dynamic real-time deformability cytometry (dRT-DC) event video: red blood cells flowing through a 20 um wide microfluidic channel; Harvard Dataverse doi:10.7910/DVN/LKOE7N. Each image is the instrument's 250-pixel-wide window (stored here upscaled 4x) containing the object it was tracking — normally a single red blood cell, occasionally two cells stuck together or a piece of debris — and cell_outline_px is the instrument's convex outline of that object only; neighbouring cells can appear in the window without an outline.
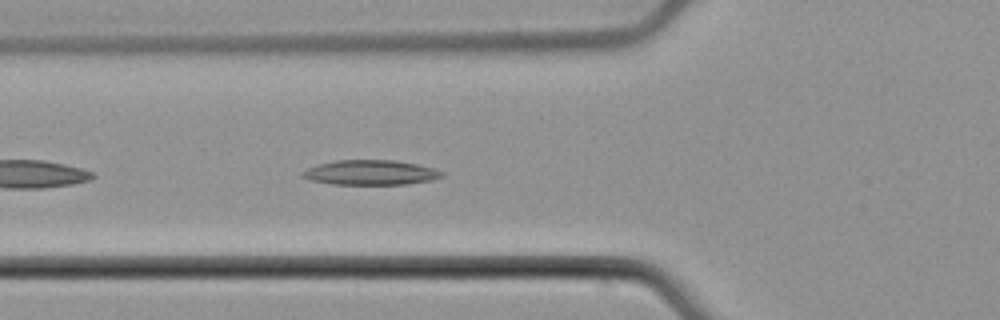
{"species": "common noctule bat (a hibernating species)", "species_latin": "Nyctalus noctula", "temperature_condition": "cold", "stored_images_in_passage": 40, "camera_frame_rate_fps": 3000, "um_per_image_px": 0.085, "animal": {"sex": "male", "body_mass_g": 21.5, "forearm_length_mm": 52.0}, "frame": {"image": 1, "passage_image": 5, "time_ms": 1.333, "image_size_px": [1000, 320], "cell_outline_px": [[444, 176], [432, 180], [404, 184], [332, 184], [308, 180], [300, 176], [300, 172], [316, 164], [336, 160], [392, 160], [416, 164], [432, 168], [444, 172]], "centroid_in_image_um": [31.43, 14.66], "position_along_channel_um": 94.4, "area_um2": 20.23}}
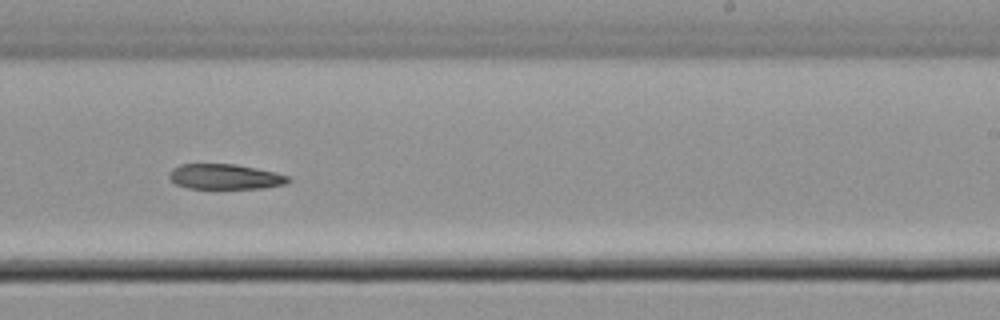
{"frame": {"image": 2, "passage_image": 19, "time_ms": 6.0, "image_size_px": [1000, 320], "cell_outline_px": [[292, 180], [288, 184], [264, 188], [188, 188], [176, 184], [168, 176], [172, 168], [180, 164], [236, 164], [276, 172], [288, 176]], "centroid_in_image_um": [19.17, 15.01], "position_along_channel_um": 269.8, "area_um2": 17.57}}
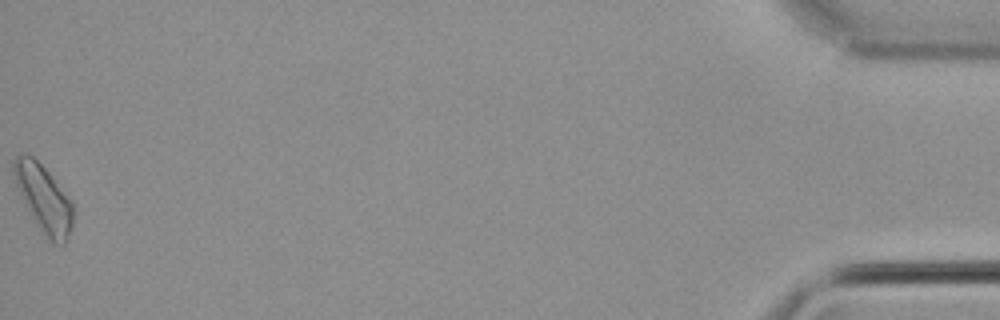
{"frame": {"image": 3, "passage_image": 40, "time_ms": 13.0, "image_size_px": [1000, 320], "cell_outline_px": [[72, 228], [64, 244], [52, 244], [44, 236], [36, 224], [16, 184], [12, 172], [12, 160], [20, 152], [32, 156], [52, 176], [72, 200]], "centroid_in_image_um": [3.71, 16.87], "position_along_channel_um": 431.5, "area_um2": 23.06}}